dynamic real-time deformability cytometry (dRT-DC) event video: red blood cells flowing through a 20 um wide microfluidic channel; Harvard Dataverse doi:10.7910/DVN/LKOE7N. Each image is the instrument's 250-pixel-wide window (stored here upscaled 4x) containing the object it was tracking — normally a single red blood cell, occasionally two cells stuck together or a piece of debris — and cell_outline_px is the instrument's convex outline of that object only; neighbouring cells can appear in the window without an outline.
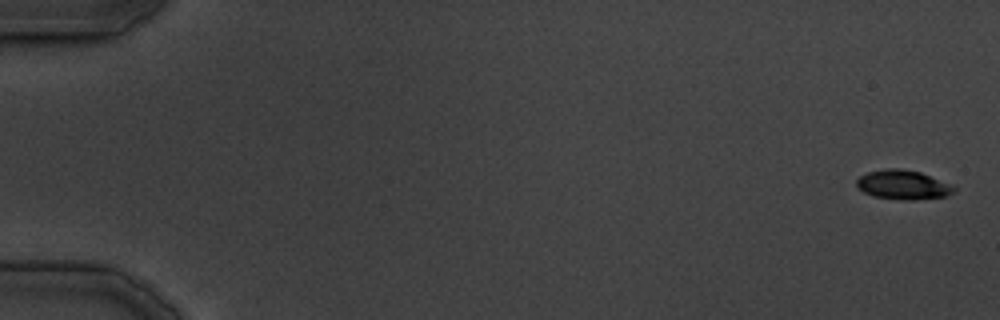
{"species": "common noctule bat (a hibernating species)", "species_latin": "Nyctalus noctula", "temperature_condition": "cold", "stored_images_in_passage": 6, "camera_frame_rate_fps": 3000, "um_per_image_px": 0.085, "animal": {"sex": "male", "body_mass_g": 19.5, "forearm_length_mm": 54.6}, "frame": {"image": 1, "passage_image": 1, "time_ms": 0.0, "image_size_px": [1000, 320], "cell_outline_px": [[956, 192], [944, 196], [916, 200], [904, 200], [872, 196], [856, 188], [856, 180], [860, 176], [868, 172], [888, 168], [900, 168], [920, 172], [956, 188]], "centroid_in_image_um": [76.7, 15.71], "position_along_channel_um": 8.3, "area_um2": 16.47}}